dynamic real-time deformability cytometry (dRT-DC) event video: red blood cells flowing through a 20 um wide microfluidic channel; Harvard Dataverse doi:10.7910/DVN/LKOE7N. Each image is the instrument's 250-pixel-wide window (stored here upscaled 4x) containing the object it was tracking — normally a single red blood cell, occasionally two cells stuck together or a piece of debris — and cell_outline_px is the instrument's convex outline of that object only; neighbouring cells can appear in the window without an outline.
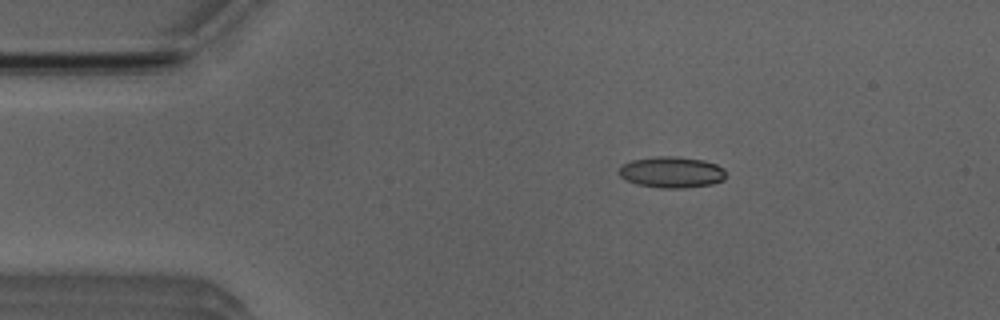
{"species": "Egyptian fruit bat (a non-hibernating species)", "species_latin": "Rousettus aegyptiacus", "temperature_condition": "room temperature", "stored_images_in_passage": 5, "camera_frame_rate_fps": 3000, "um_per_image_px": 0.085, "animal": {"sex": "male"}, "frame": {"image": 1, "passage_image": 3, "time_ms": 2.333, "image_size_px": [1000, 320], "cell_outline_px": [[724, 180], [712, 184], [684, 188], [660, 188], [636, 184], [620, 176], [616, 172], [624, 164], [632, 160], [656, 156], [676, 156], [704, 160], [716, 164], [724, 168]], "centroid_in_image_um": [57.09, 14.63], "position_along_channel_um": 27.9, "area_um2": 19.48}}
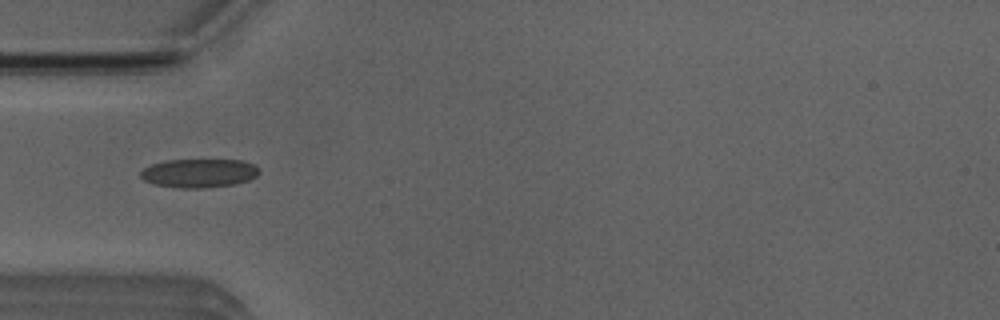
{"frame": {"image": 2, "passage_image": 5, "time_ms": 4.667, "image_size_px": [1000, 320], "cell_outline_px": [[260, 172], [256, 176], [248, 180], [236, 184], [204, 188], [180, 188], [152, 184], [144, 180], [140, 176], [140, 172], [144, 168], [152, 164], [164, 160], [244, 160], [252, 164]], "centroid_in_image_um": [16.89, 14.72], "position_along_channel_um": 68.1, "area_um2": 19.88}}